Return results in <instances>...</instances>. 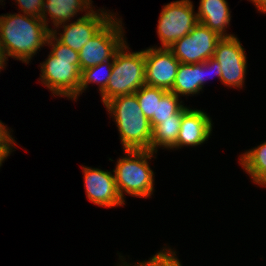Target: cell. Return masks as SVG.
<instances>
[{
    "label": "cell",
    "mask_w": 266,
    "mask_h": 266,
    "mask_svg": "<svg viewBox=\"0 0 266 266\" xmlns=\"http://www.w3.org/2000/svg\"><path fill=\"white\" fill-rule=\"evenodd\" d=\"M208 73H214V75H217L221 81V66L213 57L202 62L203 88L206 80L209 78L207 77Z\"/></svg>",
    "instance_id": "d4e9b609"
},
{
    "label": "cell",
    "mask_w": 266,
    "mask_h": 266,
    "mask_svg": "<svg viewBox=\"0 0 266 266\" xmlns=\"http://www.w3.org/2000/svg\"><path fill=\"white\" fill-rule=\"evenodd\" d=\"M125 42L122 20L111 18L78 52L80 70L114 59Z\"/></svg>",
    "instance_id": "8992f818"
},
{
    "label": "cell",
    "mask_w": 266,
    "mask_h": 266,
    "mask_svg": "<svg viewBox=\"0 0 266 266\" xmlns=\"http://www.w3.org/2000/svg\"><path fill=\"white\" fill-rule=\"evenodd\" d=\"M5 160V158L0 154V167L2 166V162Z\"/></svg>",
    "instance_id": "f1b7e54d"
},
{
    "label": "cell",
    "mask_w": 266,
    "mask_h": 266,
    "mask_svg": "<svg viewBox=\"0 0 266 266\" xmlns=\"http://www.w3.org/2000/svg\"><path fill=\"white\" fill-rule=\"evenodd\" d=\"M91 11L79 17L72 23H65L58 28L63 27L60 34L57 30H52L51 34L62 44L79 52L82 47L111 19L115 14L104 9ZM104 10V11H103ZM100 11V12H99ZM108 12V13H107ZM59 35V36H58ZM58 36V37H57Z\"/></svg>",
    "instance_id": "30bf717a"
},
{
    "label": "cell",
    "mask_w": 266,
    "mask_h": 266,
    "mask_svg": "<svg viewBox=\"0 0 266 266\" xmlns=\"http://www.w3.org/2000/svg\"><path fill=\"white\" fill-rule=\"evenodd\" d=\"M145 84L170 91L174 85L180 61L168 48L144 50Z\"/></svg>",
    "instance_id": "8fae6325"
},
{
    "label": "cell",
    "mask_w": 266,
    "mask_h": 266,
    "mask_svg": "<svg viewBox=\"0 0 266 266\" xmlns=\"http://www.w3.org/2000/svg\"><path fill=\"white\" fill-rule=\"evenodd\" d=\"M198 22L197 13L190 0H179L164 5L157 26L162 46L157 48L169 49L177 40L189 34Z\"/></svg>",
    "instance_id": "52a82bcc"
},
{
    "label": "cell",
    "mask_w": 266,
    "mask_h": 266,
    "mask_svg": "<svg viewBox=\"0 0 266 266\" xmlns=\"http://www.w3.org/2000/svg\"><path fill=\"white\" fill-rule=\"evenodd\" d=\"M184 105L179 102V97L168 91L160 100H157L156 115L150 119L152 129L163 120L174 119L176 114Z\"/></svg>",
    "instance_id": "44dd1931"
},
{
    "label": "cell",
    "mask_w": 266,
    "mask_h": 266,
    "mask_svg": "<svg viewBox=\"0 0 266 266\" xmlns=\"http://www.w3.org/2000/svg\"><path fill=\"white\" fill-rule=\"evenodd\" d=\"M119 257H120V259H121V263H122V264L117 265V266H130V265H131V264H127V262H125L124 260H122L121 257H123V256H120V255H119Z\"/></svg>",
    "instance_id": "83f0119b"
},
{
    "label": "cell",
    "mask_w": 266,
    "mask_h": 266,
    "mask_svg": "<svg viewBox=\"0 0 266 266\" xmlns=\"http://www.w3.org/2000/svg\"><path fill=\"white\" fill-rule=\"evenodd\" d=\"M92 7V0H44L41 19L48 28L47 15L51 18L55 30L59 25L70 21L72 17L81 11L89 13L94 11Z\"/></svg>",
    "instance_id": "9a60e30c"
},
{
    "label": "cell",
    "mask_w": 266,
    "mask_h": 266,
    "mask_svg": "<svg viewBox=\"0 0 266 266\" xmlns=\"http://www.w3.org/2000/svg\"><path fill=\"white\" fill-rule=\"evenodd\" d=\"M254 3V5L257 7L258 11L262 13H266V0H249Z\"/></svg>",
    "instance_id": "484cf974"
},
{
    "label": "cell",
    "mask_w": 266,
    "mask_h": 266,
    "mask_svg": "<svg viewBox=\"0 0 266 266\" xmlns=\"http://www.w3.org/2000/svg\"><path fill=\"white\" fill-rule=\"evenodd\" d=\"M25 15L41 18L44 0H15Z\"/></svg>",
    "instance_id": "cb8c5ba5"
},
{
    "label": "cell",
    "mask_w": 266,
    "mask_h": 266,
    "mask_svg": "<svg viewBox=\"0 0 266 266\" xmlns=\"http://www.w3.org/2000/svg\"><path fill=\"white\" fill-rule=\"evenodd\" d=\"M47 46L52 50L47 59L40 63V79L52 94L77 100L81 70L78 52L60 43L51 33L48 36Z\"/></svg>",
    "instance_id": "7a4b0ae2"
},
{
    "label": "cell",
    "mask_w": 266,
    "mask_h": 266,
    "mask_svg": "<svg viewBox=\"0 0 266 266\" xmlns=\"http://www.w3.org/2000/svg\"><path fill=\"white\" fill-rule=\"evenodd\" d=\"M231 11L226 0H200L197 17L199 23L221 37H232L226 28L230 25Z\"/></svg>",
    "instance_id": "5bb4252c"
},
{
    "label": "cell",
    "mask_w": 266,
    "mask_h": 266,
    "mask_svg": "<svg viewBox=\"0 0 266 266\" xmlns=\"http://www.w3.org/2000/svg\"><path fill=\"white\" fill-rule=\"evenodd\" d=\"M52 30L41 18L20 13L0 15V47L7 61L12 57L28 64L46 46Z\"/></svg>",
    "instance_id": "6da1fadb"
},
{
    "label": "cell",
    "mask_w": 266,
    "mask_h": 266,
    "mask_svg": "<svg viewBox=\"0 0 266 266\" xmlns=\"http://www.w3.org/2000/svg\"><path fill=\"white\" fill-rule=\"evenodd\" d=\"M82 167L85 192L91 202L108 208L125 204V201L122 200L118 193L114 174L111 171Z\"/></svg>",
    "instance_id": "7c38bea8"
},
{
    "label": "cell",
    "mask_w": 266,
    "mask_h": 266,
    "mask_svg": "<svg viewBox=\"0 0 266 266\" xmlns=\"http://www.w3.org/2000/svg\"><path fill=\"white\" fill-rule=\"evenodd\" d=\"M239 162L255 184L266 183V141L241 154Z\"/></svg>",
    "instance_id": "ac0fdd59"
},
{
    "label": "cell",
    "mask_w": 266,
    "mask_h": 266,
    "mask_svg": "<svg viewBox=\"0 0 266 266\" xmlns=\"http://www.w3.org/2000/svg\"><path fill=\"white\" fill-rule=\"evenodd\" d=\"M203 89L202 63H180L174 85L170 92L176 96H191Z\"/></svg>",
    "instance_id": "e0dca14e"
},
{
    "label": "cell",
    "mask_w": 266,
    "mask_h": 266,
    "mask_svg": "<svg viewBox=\"0 0 266 266\" xmlns=\"http://www.w3.org/2000/svg\"><path fill=\"white\" fill-rule=\"evenodd\" d=\"M124 152L125 156L117 160L112 171L120 197L123 201L124 193L134 197H150L154 192V172L148 161L154 157V152L128 149Z\"/></svg>",
    "instance_id": "277c9868"
},
{
    "label": "cell",
    "mask_w": 266,
    "mask_h": 266,
    "mask_svg": "<svg viewBox=\"0 0 266 266\" xmlns=\"http://www.w3.org/2000/svg\"><path fill=\"white\" fill-rule=\"evenodd\" d=\"M222 37L202 23L177 40L169 50L184 64H199L214 56L217 42Z\"/></svg>",
    "instance_id": "ba28073f"
},
{
    "label": "cell",
    "mask_w": 266,
    "mask_h": 266,
    "mask_svg": "<svg viewBox=\"0 0 266 266\" xmlns=\"http://www.w3.org/2000/svg\"><path fill=\"white\" fill-rule=\"evenodd\" d=\"M212 126V120L206 112L189 107L182 116L176 149L206 142L212 133Z\"/></svg>",
    "instance_id": "4fadbf2b"
},
{
    "label": "cell",
    "mask_w": 266,
    "mask_h": 266,
    "mask_svg": "<svg viewBox=\"0 0 266 266\" xmlns=\"http://www.w3.org/2000/svg\"><path fill=\"white\" fill-rule=\"evenodd\" d=\"M6 57H5V55H4V53H3V51H2V49H1V47H0V72H1V70L3 69V68H5V66H6Z\"/></svg>",
    "instance_id": "4316f807"
},
{
    "label": "cell",
    "mask_w": 266,
    "mask_h": 266,
    "mask_svg": "<svg viewBox=\"0 0 266 266\" xmlns=\"http://www.w3.org/2000/svg\"><path fill=\"white\" fill-rule=\"evenodd\" d=\"M129 49L125 42L114 56L111 77L101 93L104 104L114 97L134 94L145 85L144 50L130 52Z\"/></svg>",
    "instance_id": "5b68a950"
},
{
    "label": "cell",
    "mask_w": 266,
    "mask_h": 266,
    "mask_svg": "<svg viewBox=\"0 0 266 266\" xmlns=\"http://www.w3.org/2000/svg\"><path fill=\"white\" fill-rule=\"evenodd\" d=\"M170 248H163L158 253L149 258L148 261L134 263L135 266H182L176 257V252Z\"/></svg>",
    "instance_id": "7402d4cb"
},
{
    "label": "cell",
    "mask_w": 266,
    "mask_h": 266,
    "mask_svg": "<svg viewBox=\"0 0 266 266\" xmlns=\"http://www.w3.org/2000/svg\"><path fill=\"white\" fill-rule=\"evenodd\" d=\"M168 91L149 85H143L136 93H134L139 102L143 115L147 119H151L156 115L157 100H160Z\"/></svg>",
    "instance_id": "ffe728a7"
},
{
    "label": "cell",
    "mask_w": 266,
    "mask_h": 266,
    "mask_svg": "<svg viewBox=\"0 0 266 266\" xmlns=\"http://www.w3.org/2000/svg\"><path fill=\"white\" fill-rule=\"evenodd\" d=\"M113 68V59L100 63L99 65L81 71L79 95L88 88L89 83L99 85V92L102 93L109 82ZM105 72V73H104ZM104 73V74H103Z\"/></svg>",
    "instance_id": "d6986e66"
},
{
    "label": "cell",
    "mask_w": 266,
    "mask_h": 266,
    "mask_svg": "<svg viewBox=\"0 0 266 266\" xmlns=\"http://www.w3.org/2000/svg\"><path fill=\"white\" fill-rule=\"evenodd\" d=\"M188 108L189 107L183 106L174 114V119L163 120L152 129L150 151L157 153L158 147L169 150L176 148L182 116Z\"/></svg>",
    "instance_id": "2e32d148"
},
{
    "label": "cell",
    "mask_w": 266,
    "mask_h": 266,
    "mask_svg": "<svg viewBox=\"0 0 266 266\" xmlns=\"http://www.w3.org/2000/svg\"><path fill=\"white\" fill-rule=\"evenodd\" d=\"M7 128L8 127L0 121V154L5 159L11 154L13 151L12 149L15 148L12 146L16 145L15 139H13V136L10 134L11 131L9 132Z\"/></svg>",
    "instance_id": "603a6c76"
},
{
    "label": "cell",
    "mask_w": 266,
    "mask_h": 266,
    "mask_svg": "<svg viewBox=\"0 0 266 266\" xmlns=\"http://www.w3.org/2000/svg\"><path fill=\"white\" fill-rule=\"evenodd\" d=\"M213 58L221 66L223 85L240 89L244 87L247 59L237 37H222L216 44Z\"/></svg>",
    "instance_id": "9c48e42d"
},
{
    "label": "cell",
    "mask_w": 266,
    "mask_h": 266,
    "mask_svg": "<svg viewBox=\"0 0 266 266\" xmlns=\"http://www.w3.org/2000/svg\"><path fill=\"white\" fill-rule=\"evenodd\" d=\"M104 105L114 117L123 150H150L152 127L135 94L114 97Z\"/></svg>",
    "instance_id": "3957f363"
}]
</instances>
